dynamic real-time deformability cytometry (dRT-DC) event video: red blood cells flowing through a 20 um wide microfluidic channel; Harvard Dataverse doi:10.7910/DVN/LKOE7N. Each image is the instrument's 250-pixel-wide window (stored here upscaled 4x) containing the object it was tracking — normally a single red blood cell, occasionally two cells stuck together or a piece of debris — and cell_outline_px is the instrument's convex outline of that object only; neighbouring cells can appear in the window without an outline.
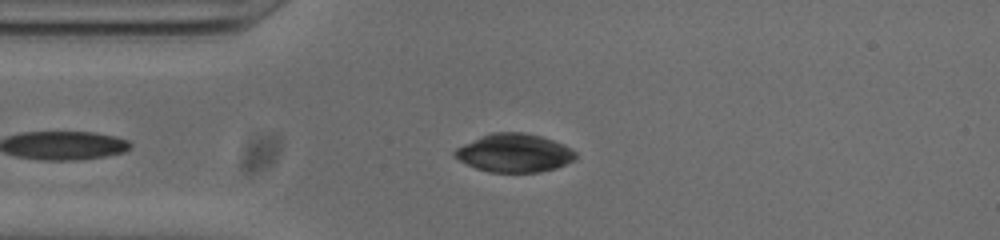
{"species": "common noctule bat (a hibernating species)", "species_latin": "Nyctalus noctula", "temperature_condition": "cold", "stored_images_in_passage": 44, "camera_frame_rate_fps": 3000, "um_per_image_px": 0.085, "animal": {"sex": "male", "body_mass_g": 20.0, "forearm_length_mm": 53.3}, "frame": {"image": 1, "passage_image": 7, "time_ms": 2.0, "image_size_px": [1000, 240], "cell_outline_px": [[576, 156], [572, 160], [556, 168], [540, 172], [488, 172], [476, 168], [452, 156], [452, 152], [456, 148], [464, 144], [492, 132], [524, 132], [540, 136], [564, 144], [576, 152]], "centroid_in_image_um": [43.7, 13.0], "position_along_channel_um": 41.3, "area_um2": 26.82}}
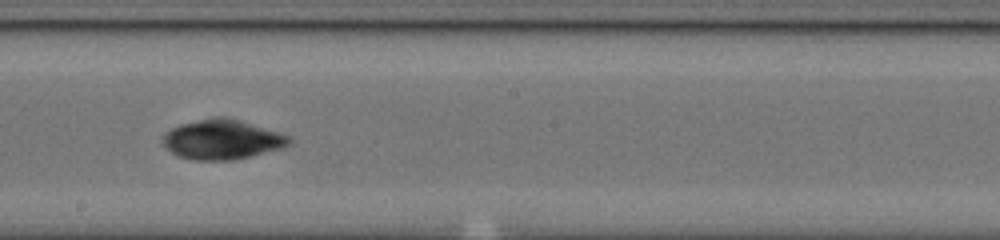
{"frame": {"image": 2, "passage_image": 23, "time_ms": 7.333, "image_size_px": [1000, 240], "cell_outline_px": [[292, 144], [280, 148], [232, 160], [192, 160], [180, 156], [172, 152], [160, 140], [160, 136], [164, 132], [180, 124], [212, 116], [224, 116], [280, 132], [288, 136], [292, 140]], "centroid_in_image_um": [18.84, 11.84], "position_along_channel_um": 229.4, "area_um2": 29.19}}
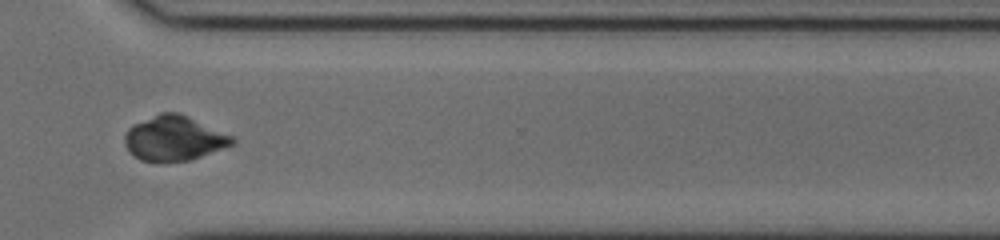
{"frame": {"image": 3, "passage_image": 33, "time_ms": 10.667, "image_size_px": [1000, 240], "cell_outline_px": [[236, 144], [192, 160], [140, 160], [132, 156], [128, 152], [124, 144], [124, 136], [128, 128], [132, 124], [160, 112], [176, 112], [188, 116], [236, 136]], "centroid_in_image_um": [14.83, 11.74], "position_along_channel_um": 355.8, "area_um2": 28.44}, "authors_computed_cell_mechanics": {"area_um2": 27.5706, "velocity_mm_per_s": 3.7905, "shape_relaxation_time_tau1_ms": null, "shape_relaxation_time_tau2_ms": 1.885, "deformation_change_tau1": null, "deformation_change_tau2": 0.0441}}